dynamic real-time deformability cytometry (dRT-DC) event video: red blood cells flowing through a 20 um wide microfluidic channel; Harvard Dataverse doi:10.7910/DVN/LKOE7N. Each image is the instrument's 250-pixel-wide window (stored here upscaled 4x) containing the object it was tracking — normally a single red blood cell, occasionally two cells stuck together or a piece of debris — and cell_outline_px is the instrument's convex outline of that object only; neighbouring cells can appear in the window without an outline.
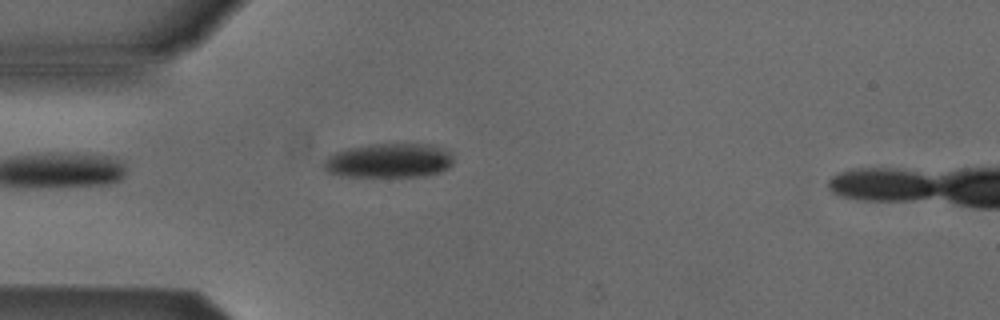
{"species": "Egyptian fruit bat (a non-hibernating species)", "species_latin": "Rousettus aegyptiacus", "temperature_condition": "cold", "stored_images_in_passage": 3, "camera_frame_rate_fps": 3000, "um_per_image_px": 0.085, "animal": {"sex": "male"}, "frame": {"image": 1, "passage_image": 3, "time_ms": 2.333, "image_size_px": [1000, 320], "cell_outline_px": [[452, 164], [448, 168], [440, 172], [424, 176], [348, 176], [328, 172], [324, 168], [324, 160], [328, 156], [336, 152], [348, 148], [368, 144], [436, 144], [452, 152]], "centroid_in_image_um": [33.12, 13.63], "position_along_channel_um": 51.9, "area_um2": 26.01}}